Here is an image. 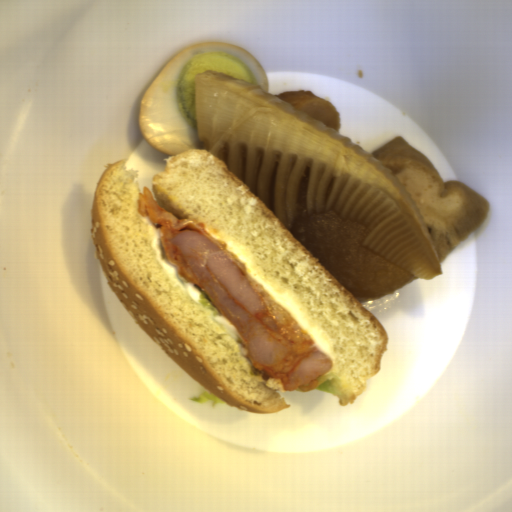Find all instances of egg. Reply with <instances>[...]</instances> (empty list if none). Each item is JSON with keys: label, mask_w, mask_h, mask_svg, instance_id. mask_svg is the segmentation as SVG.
I'll return each instance as SVG.
<instances>
[{"label": "egg", "mask_w": 512, "mask_h": 512, "mask_svg": "<svg viewBox=\"0 0 512 512\" xmlns=\"http://www.w3.org/2000/svg\"><path fill=\"white\" fill-rule=\"evenodd\" d=\"M208 70L234 76L269 92L261 63L248 51L217 41L180 50L151 81L140 102V134L157 152L171 157L204 149L198 132L195 75Z\"/></svg>", "instance_id": "d2b9013d"}]
</instances>
